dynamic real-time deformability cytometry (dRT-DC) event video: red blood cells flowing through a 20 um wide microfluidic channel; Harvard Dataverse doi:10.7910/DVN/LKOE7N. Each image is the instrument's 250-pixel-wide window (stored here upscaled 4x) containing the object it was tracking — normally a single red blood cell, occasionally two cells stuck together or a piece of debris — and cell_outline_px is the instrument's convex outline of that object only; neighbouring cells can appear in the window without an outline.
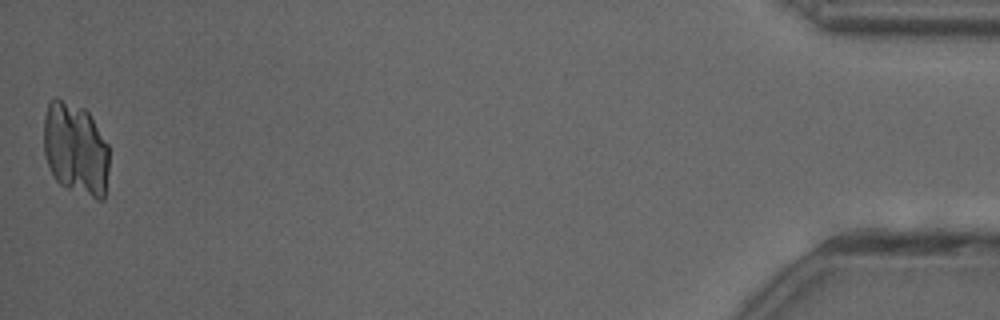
{"species": "common noctule bat (a hibernating species)", "species_latin": "Nyctalus noctula", "temperature_condition": "cold", "stored_images_in_passage": 50, "camera_frame_rate_fps": 3000, "um_per_image_px": 0.085, "animal": {"sex": "female"}, "frame": {"image": 1, "passage_image": 50, "time_ms": 16.333, "image_size_px": [1000, 320], "cell_outline_px": [[108, 172], [104, 200], [96, 200], [68, 188], [60, 184], [56, 180], [44, 156], [44, 116], [48, 104], [56, 96], [84, 108], [88, 112], [108, 144]], "centroid_in_image_um": [6.43, 12.66], "position_along_channel_um": 428.8, "area_um2": 35.49}}